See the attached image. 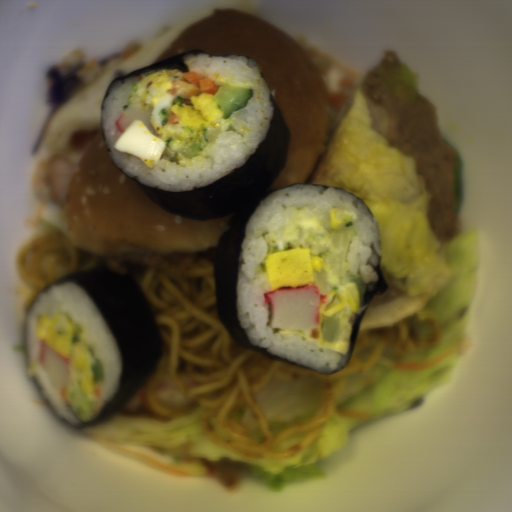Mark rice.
I'll return each mask as SVG.
<instances>
[{"mask_svg":"<svg viewBox=\"0 0 512 512\" xmlns=\"http://www.w3.org/2000/svg\"><path fill=\"white\" fill-rule=\"evenodd\" d=\"M57 312H65L82 330L83 340L91 344L96 357L103 367L104 378L93 383L100 389V395L92 392L96 401L97 415L111 401L122 377V357L120 347L109 328L106 320L95 302L85 289L73 282H65L53 286L42 293L29 309L24 325L26 351L29 365L37 383L53 408L54 412L72 424L82 422L70 409L67 398L49 379L38 361L40 340L36 333V325L41 313L50 318Z\"/></svg>","mask_w":512,"mask_h":512,"instance_id":"obj_3","label":"rice"},{"mask_svg":"<svg viewBox=\"0 0 512 512\" xmlns=\"http://www.w3.org/2000/svg\"><path fill=\"white\" fill-rule=\"evenodd\" d=\"M184 62L188 72L197 71L201 78H210L218 87L252 88V98L244 108L232 111L229 118L223 115L206 128L207 146L196 158H187L191 165L169 163L162 157L154 167H148L136 156L114 149L123 133L116 123L128 107L131 91L145 75L155 71L114 82L102 107L101 131L116 167L147 187L167 192H187L211 185L245 165L264 140L273 117L269 85L253 58L192 53L185 55Z\"/></svg>","mask_w":512,"mask_h":512,"instance_id":"obj_2","label":"rice"},{"mask_svg":"<svg viewBox=\"0 0 512 512\" xmlns=\"http://www.w3.org/2000/svg\"><path fill=\"white\" fill-rule=\"evenodd\" d=\"M345 207L357 219L334 228L329 208ZM309 248L324 258L320 272L312 269L320 293L338 292L351 274L365 287L378 281L382 257L380 226L363 200L345 190L319 185H291L266 197L246 224L237 262V303L240 325L250 344L270 354L323 373L334 374L350 360L351 334L361 307L349 318L350 335L344 355L318 345L307 336L278 333L267 326L271 311L264 300L273 290L263 260L269 251Z\"/></svg>","mask_w":512,"mask_h":512,"instance_id":"obj_1","label":"rice"}]
</instances>
